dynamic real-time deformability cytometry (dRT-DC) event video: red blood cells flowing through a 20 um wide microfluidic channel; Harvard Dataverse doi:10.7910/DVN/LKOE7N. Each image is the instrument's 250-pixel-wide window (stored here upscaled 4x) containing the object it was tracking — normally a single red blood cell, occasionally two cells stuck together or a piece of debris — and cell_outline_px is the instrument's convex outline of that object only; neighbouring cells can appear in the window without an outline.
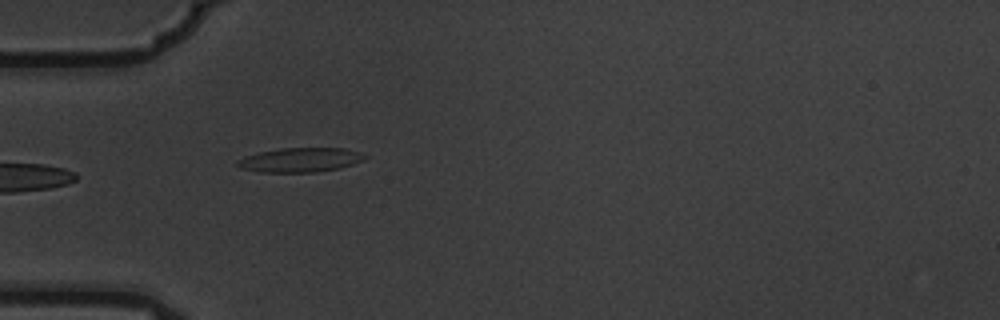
{"species": "common noctule bat (a hibernating species)", "species_latin": "Nyctalus noctula", "temperature_condition": "warm", "stored_images_in_passage": 5, "camera_frame_rate_fps": 3000, "um_per_image_px": 0.085, "animal": {"sex": "male", "body_mass_g": 19.5, "forearm_length_mm": 54.6}, "frame": {"image": 1, "passage_image": 5, "time_ms": 1.333, "image_size_px": [1000, 320], "cell_outline_px": [[368, 156], [364, 160], [340, 168], [312, 172], [260, 172], [240, 168], [236, 164], [236, 160], [244, 156], [260, 152], [280, 148], [344, 148], [360, 152]], "centroid_in_image_um": [25.51, 13.59], "position_along_channel_um": 59.5, "area_um2": 18.09}}